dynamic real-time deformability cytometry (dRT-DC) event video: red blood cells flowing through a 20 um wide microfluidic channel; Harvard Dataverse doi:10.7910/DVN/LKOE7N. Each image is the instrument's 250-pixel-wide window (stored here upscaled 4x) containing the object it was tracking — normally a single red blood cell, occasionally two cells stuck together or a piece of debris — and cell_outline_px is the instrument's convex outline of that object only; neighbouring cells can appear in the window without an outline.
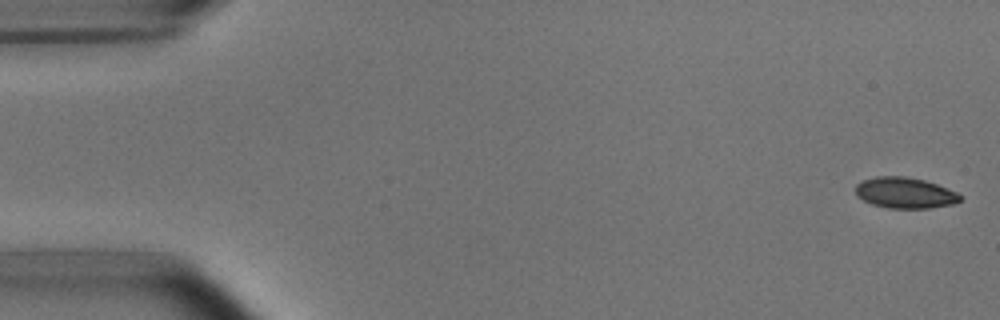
{"species": "common noctule bat (a hibernating species)", "species_latin": "Nyctalus noctula", "temperature_condition": "room temperature", "stored_images_in_passage": 16, "camera_frame_rate_fps": 3000, "um_per_image_px": 0.085, "animal": {"sex": "male", "body_mass_g": 15.6}, "frame": {"image": 1, "passage_image": 1, "time_ms": 0.0, "image_size_px": [1000, 320], "cell_outline_px": [[964, 196], [960, 200], [952, 204], [932, 208], [888, 208], [872, 204], [864, 200], [856, 192], [856, 184], [864, 180], [876, 176], [904, 176], [924, 180], [936, 184], [956, 192]], "centroid_in_image_um": [76.95, 16.39], "position_along_channel_um": 8.1, "area_um2": 18.67}}
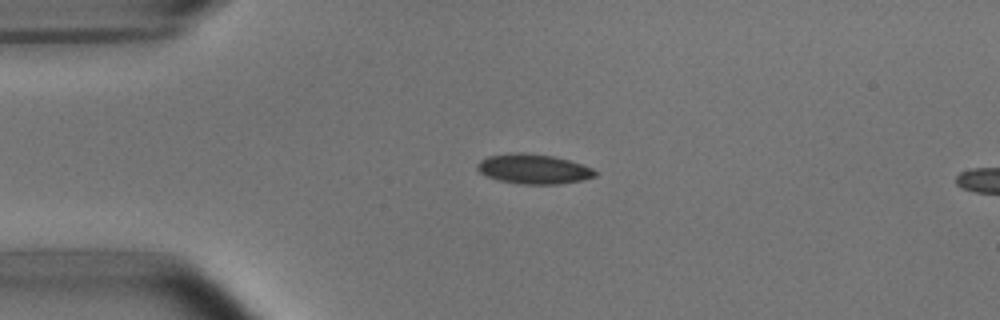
{"frame": {"image": 2, "passage_image": 12, "time_ms": 3.667, "image_size_px": [1000, 320], "cell_outline_px": [[596, 176], [580, 180], [560, 184], [520, 184], [500, 180], [488, 176], [480, 172], [476, 168], [476, 164], [480, 160], [488, 156], [516, 152], [524, 152], [552, 156], [568, 160], [592, 168], [596, 172]], "centroid_in_image_um": [45.32, 14.36], "position_along_channel_um": 39.7, "area_um2": 20.23}}